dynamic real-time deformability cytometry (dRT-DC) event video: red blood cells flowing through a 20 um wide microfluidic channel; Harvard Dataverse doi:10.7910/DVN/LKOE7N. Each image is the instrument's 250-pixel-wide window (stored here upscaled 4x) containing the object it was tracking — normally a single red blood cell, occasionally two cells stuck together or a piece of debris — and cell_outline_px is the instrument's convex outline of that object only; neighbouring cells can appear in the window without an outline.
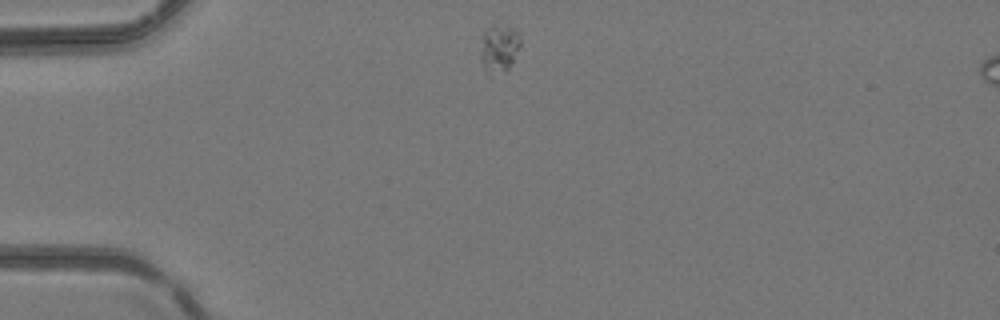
{"species": "common noctule bat (a hibernating species)", "species_latin": "Nyctalus noctula", "temperature_condition": "room temperature", "stored_images_in_passage": 1, "camera_frame_rate_fps": 3000, "um_per_image_px": 0.085, "animal": {"sex": "female", "body_mass_g": 24.6, "forearm_length_mm": 56.2}, "frame": {"image": 1, "passage_image": 1, "time_ms": 0.0, "image_size_px": [1000, 320], "cell_outline_px": [[520, 44], [512, 64], [504, 72], [484, 72], [480, 60], [480, 52], [484, 32], [492, 24], [500, 20], [516, 32], [520, 36]], "centroid_in_image_um": [42.4, 4.05], "position_along_channel_um": 42.6, "area_um2": 11.27}}